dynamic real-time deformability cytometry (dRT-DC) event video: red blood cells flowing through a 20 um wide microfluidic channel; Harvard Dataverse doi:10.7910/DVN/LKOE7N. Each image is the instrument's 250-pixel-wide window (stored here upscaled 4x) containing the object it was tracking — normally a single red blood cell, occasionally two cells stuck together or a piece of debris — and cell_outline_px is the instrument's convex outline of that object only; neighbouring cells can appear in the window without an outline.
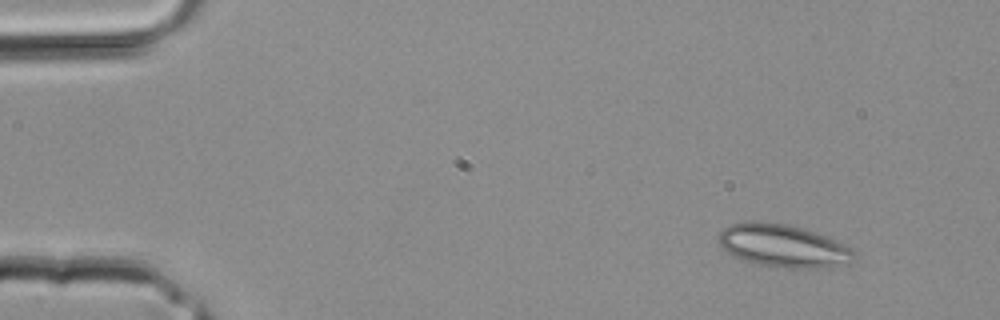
{"species": "common noctule bat (a hibernating species)", "species_latin": "Nyctalus noctula", "temperature_condition": "room temperature", "stored_images_in_passage": 2, "camera_frame_rate_fps": 3000, "um_per_image_px": 0.085, "animal": {"sex": "male", "body_mass_g": 20.4}, "frame": {"image": 1, "passage_image": 1, "time_ms": 0.0, "image_size_px": [1000, 320], "cell_outline_px": [[856, 256], [852, 260], [828, 268], [792, 268], [756, 264], [732, 256], [720, 244], [720, 232], [728, 224], [788, 224], [804, 228], [816, 232], [836, 240], [852, 248], [856, 252]], "centroid_in_image_um": [66.64, 20.93], "position_along_channel_um": 18.4, "area_um2": 33.0}}